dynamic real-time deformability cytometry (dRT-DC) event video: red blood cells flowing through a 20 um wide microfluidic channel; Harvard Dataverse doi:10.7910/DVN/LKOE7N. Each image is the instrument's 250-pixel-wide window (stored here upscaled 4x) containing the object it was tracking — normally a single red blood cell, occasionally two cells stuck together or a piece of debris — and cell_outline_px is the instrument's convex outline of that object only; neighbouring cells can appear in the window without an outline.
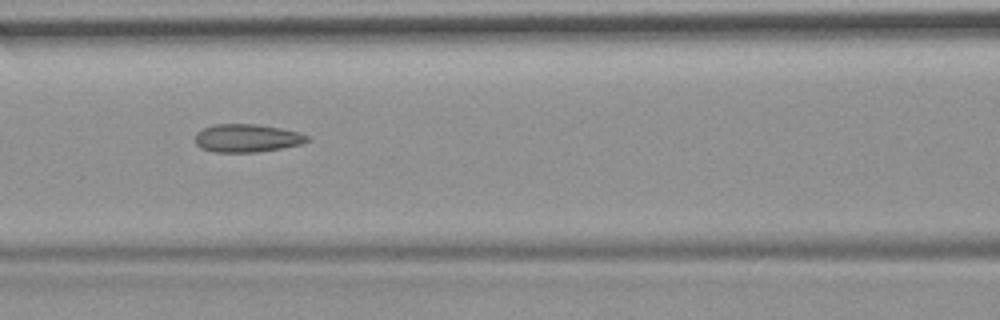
{"species": "common noctule bat (a hibernating species)", "species_latin": "Nyctalus noctula", "temperature_condition": "room temperature", "stored_images_in_passage": 55, "camera_frame_rate_fps": 3000, "um_per_image_px": 0.085, "animal": {"sex": "female", "body_mass_g": 19.9}, "frame": {"image": 1, "passage_image": 24, "time_ms": 7.667, "image_size_px": [1000, 320], "cell_outline_px": [[312, 140], [300, 144], [280, 148], [256, 152], [216, 152], [200, 148], [196, 144], [196, 132], [204, 128], [216, 124], [256, 124], [280, 128], [300, 132], [308, 136]], "centroid_in_image_um": [21.0, 11.74], "position_along_channel_um": 145.6, "area_um2": 18.26}, "authors_computed_cell_mechanics": {"area_um2": 18.8428, "velocity_mm_per_s": 3.7087, "shape_relaxation_time_tau1_ms": null, "shape_relaxation_time_tau2_ms": 2.5819, "deformation_change_tau1": null, "deformation_change_tau2": 0.1063}}